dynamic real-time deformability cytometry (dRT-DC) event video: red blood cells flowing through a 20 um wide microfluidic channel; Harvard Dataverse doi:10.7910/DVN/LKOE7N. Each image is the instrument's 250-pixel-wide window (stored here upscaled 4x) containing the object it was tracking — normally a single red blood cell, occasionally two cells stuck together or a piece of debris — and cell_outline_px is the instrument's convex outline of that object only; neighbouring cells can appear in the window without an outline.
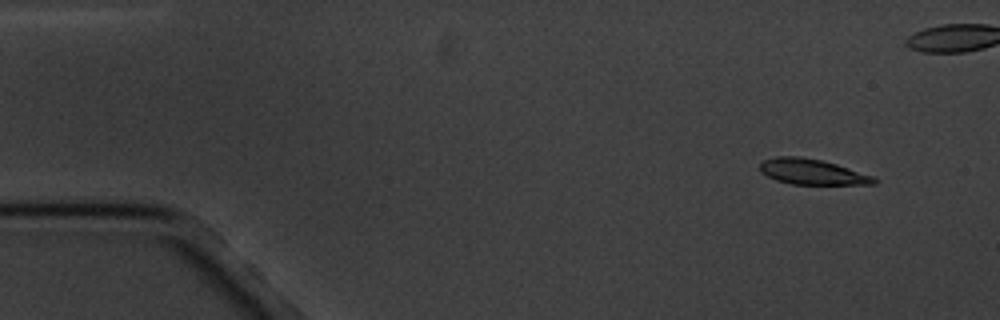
{"species": "common noctule bat (a hibernating species)", "species_latin": "Nyctalus noctula", "temperature_condition": "cold", "stored_images_in_passage": 16, "camera_frame_rate_fps": 3000, "um_per_image_px": 0.085, "animal": {"sex": "male", "body_mass_g": 20.1, "forearm_length_mm": 53.5}, "frame": {"image": 1, "passage_image": 1, "time_ms": 0.0, "image_size_px": [1000, 320], "cell_outline_px": [[880, 180], [876, 184], [792, 184], [776, 180], [760, 172], [760, 164], [764, 160], [776, 156], [800, 156], [820, 160], [836, 164], [876, 176]], "centroid_in_image_um": [69.08, 14.61], "position_along_channel_um": 15.9, "area_um2": 17.05}}
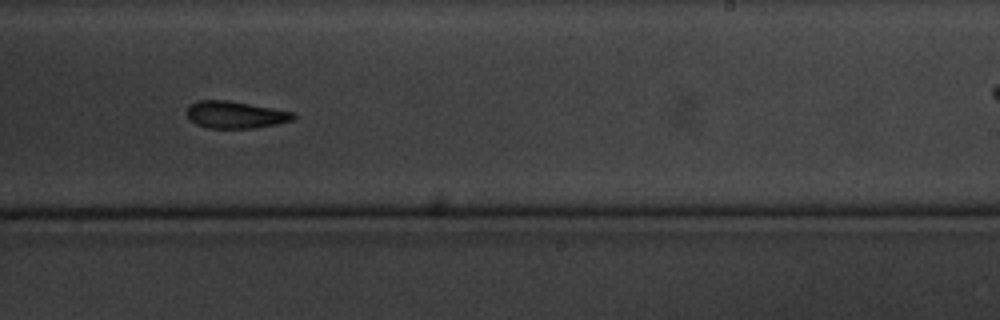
{"frame": {"image": 2, "passage_image": 10, "time_ms": 10.333, "image_size_px": [1000, 320], "cell_outline_px": [[296, 116], [292, 120], [276, 124], [252, 128], [208, 128], [196, 124], [188, 116], [188, 108], [196, 100], [228, 100], [296, 112]], "centroid_in_image_um": [20.04, 9.75], "position_along_channel_um": 269.0, "area_um2": 16.7}}
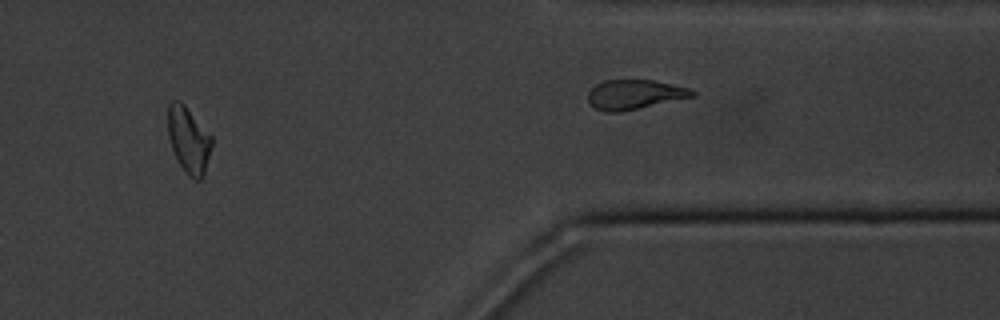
{"frame": {"image": 3, "passage_image": 14, "time_ms": 15.0, "image_size_px": [1000, 320], "cell_outline_px": [[212, 148], [204, 176], [200, 180], [196, 180], [188, 176], [184, 172], [172, 148], [168, 136], [168, 104], [172, 100], [180, 100], [184, 104], [212, 136]], "centroid_in_image_um": [16.05, 11.9], "position_along_channel_um": 395.4, "area_um2": 17.05}, "authors_computed_cell_mechanics": {"area_um2": 17.6579, "velocity_mm_per_s": 3.3791, "shape_relaxation_time_tau1_ms": 5.5122, "shape_relaxation_time_tau2_ms": null, "deformation_change_tau1": 0.1354, "deformation_change_tau2": null}}